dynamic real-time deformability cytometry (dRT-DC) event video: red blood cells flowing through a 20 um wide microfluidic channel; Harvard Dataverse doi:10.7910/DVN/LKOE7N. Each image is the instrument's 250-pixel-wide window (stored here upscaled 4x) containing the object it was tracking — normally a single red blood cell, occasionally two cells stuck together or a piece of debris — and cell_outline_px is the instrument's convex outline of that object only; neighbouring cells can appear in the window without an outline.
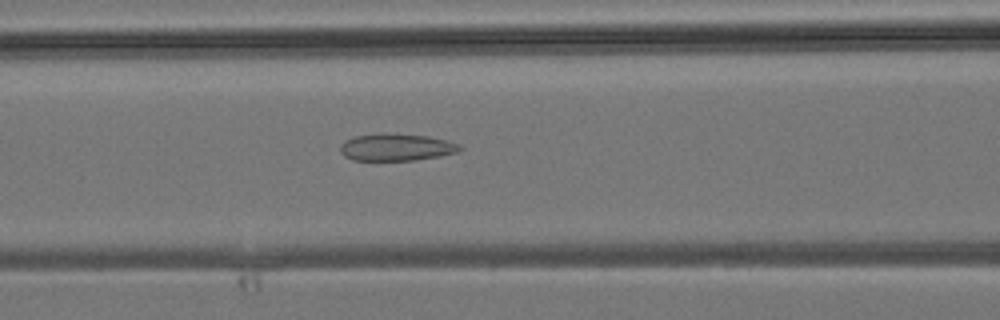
{"species": "common noctule bat (a hibernating species)", "species_latin": "Nyctalus noctula", "temperature_condition": "room temperature", "stored_images_in_passage": 38, "camera_frame_rate_fps": 3000, "um_per_image_px": 0.085, "animal": {"sex": "male", "body_mass_g": 19.2, "forearm_length_mm": 51.8}, "frame": {"image": 1, "passage_image": 13, "time_ms": 4.0, "image_size_px": [1000, 320], "cell_outline_px": [[464, 148], [456, 152], [440, 156], [416, 160], [352, 160], [344, 156], [340, 152], [340, 144], [344, 140], [356, 136], [428, 136], [448, 140], [460, 144]], "centroid_in_image_um": [33.72, 12.56], "position_along_channel_um": 132.9, "area_um2": 18.15}}
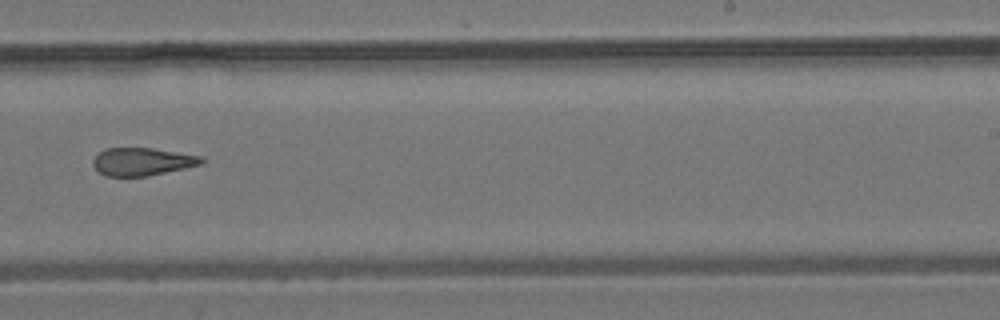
{"frame": {"image": 2, "passage_image": 22, "time_ms": 7.0, "image_size_px": [1000, 320], "cell_outline_px": [[204, 164], [148, 176], [104, 176], [92, 164], [92, 160], [104, 148], [152, 148], [204, 156]], "centroid_in_image_um": [12.13, 13.74], "position_along_channel_um": 276.9, "area_um2": 17.69}}
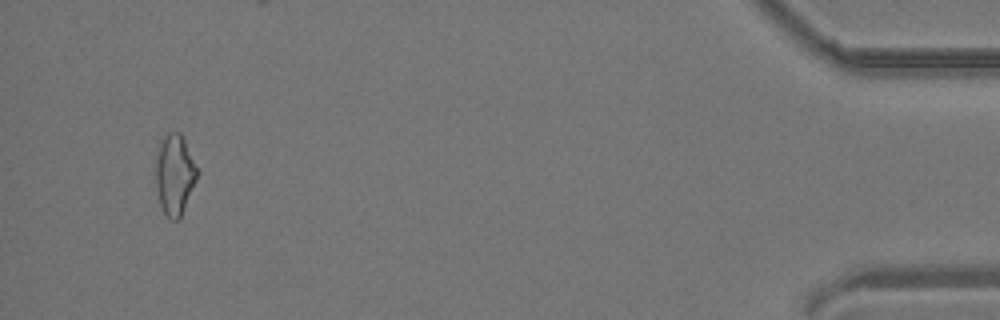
{"frame": {"image": 3, "passage_image": 36, "time_ms": 11.667, "image_size_px": [1000, 320], "cell_outline_px": [[200, 172], [180, 220], [172, 220], [164, 212], [160, 204], [156, 188], [156, 156], [160, 140], [168, 132], [180, 132]], "centroid_in_image_um": [14.86, 14.84], "position_along_channel_um": 420.3, "area_um2": 19.65}}